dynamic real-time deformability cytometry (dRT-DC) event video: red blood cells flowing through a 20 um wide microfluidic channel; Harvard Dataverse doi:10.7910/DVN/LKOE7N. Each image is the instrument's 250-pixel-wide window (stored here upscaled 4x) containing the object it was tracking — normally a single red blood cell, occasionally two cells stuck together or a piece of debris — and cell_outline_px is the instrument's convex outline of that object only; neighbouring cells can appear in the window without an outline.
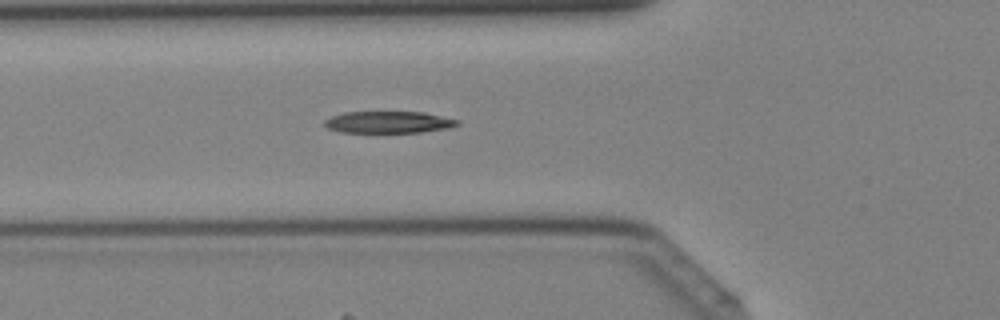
{"species": "Egyptian fruit bat (a non-hibernating species)", "species_latin": "Rousettus aegyptiacus", "temperature_condition": "cold", "stored_images_in_passage": 42, "camera_frame_rate_fps": 3000, "um_per_image_px": 0.085, "animal": {"sex": "female"}, "frame": {"image": 1, "passage_image": 16, "time_ms": 5.0, "image_size_px": [1000, 320], "cell_outline_px": [[460, 124], [448, 128], [420, 132], [340, 132], [328, 128], [324, 124], [324, 120], [332, 116], [344, 112], [424, 112], [460, 120]], "centroid_in_image_um": [33.04, 10.38], "position_along_channel_um": 92.8, "area_um2": 16.82}}
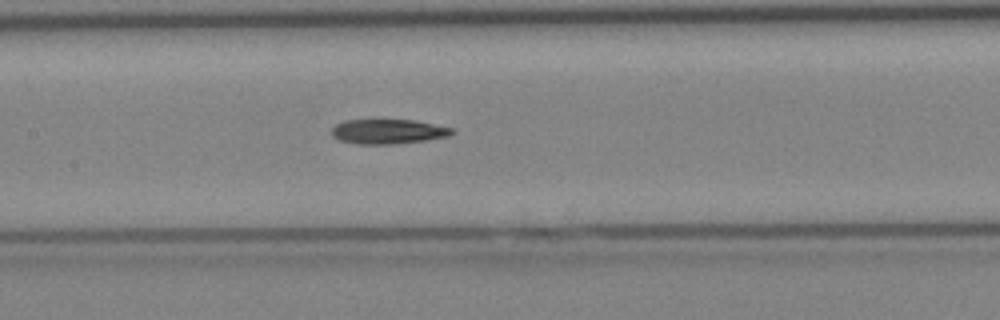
{"frame": {"image": 2, "passage_image": 21, "time_ms": 6.667, "image_size_px": [1000, 320], "cell_outline_px": [[456, 132], [448, 136], [424, 140], [392, 144], [356, 144], [340, 140], [332, 136], [332, 128], [336, 124], [344, 120], [372, 116], [416, 120], [456, 128]], "centroid_in_image_um": [32.97, 11.11], "position_along_channel_um": 174.4, "area_um2": 18.44}}
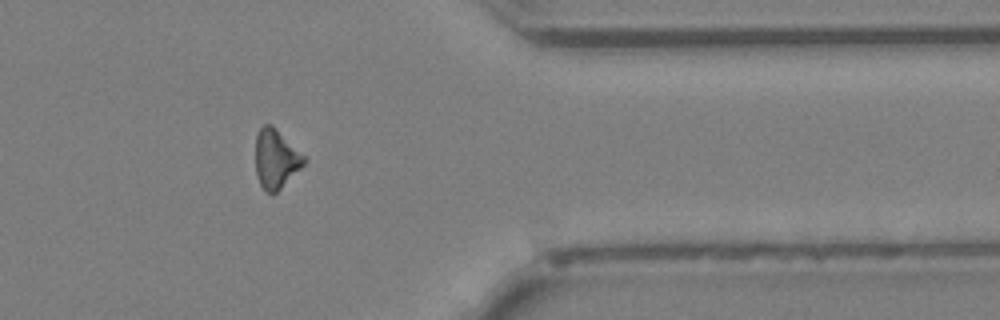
{"frame": {"image": 3, "passage_image": 35, "time_ms": 11.333, "image_size_px": [1000, 320], "cell_outline_px": [[308, 160], [272, 196], [260, 184], [256, 172], [256, 136], [260, 128], [264, 124], [272, 124]], "centroid_in_image_um": [23.44, 13.49], "position_along_channel_um": 388.0, "area_um2": 16.36}}